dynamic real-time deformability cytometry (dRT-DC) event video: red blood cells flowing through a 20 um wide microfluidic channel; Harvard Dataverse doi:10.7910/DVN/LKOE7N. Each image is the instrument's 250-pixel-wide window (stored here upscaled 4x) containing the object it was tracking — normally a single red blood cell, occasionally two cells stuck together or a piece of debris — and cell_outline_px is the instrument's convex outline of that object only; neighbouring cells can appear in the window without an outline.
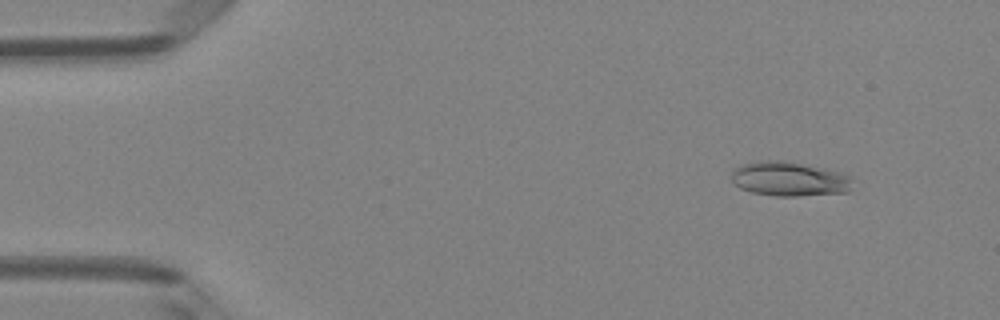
{"species": "Egyptian fruit bat (a non-hibernating species)", "species_latin": "Rousettus aegyptiacus", "temperature_condition": "room temperature", "stored_images_in_passage": 49, "camera_frame_rate_fps": 3000, "um_per_image_px": 0.085, "animal": {"sex": "female"}, "frame": {"image": 1, "passage_image": 5, "time_ms": 1.333, "image_size_px": [1000, 320], "cell_outline_px": [[852, 180], [848, 192], [800, 196], [776, 196], [752, 192], [740, 188], [732, 184], [732, 168], [740, 164], [768, 160], [784, 160], [844, 172], [852, 176]], "centroid_in_image_um": [67.08, 15.2], "position_along_channel_um": 17.9, "area_um2": 24.62}}
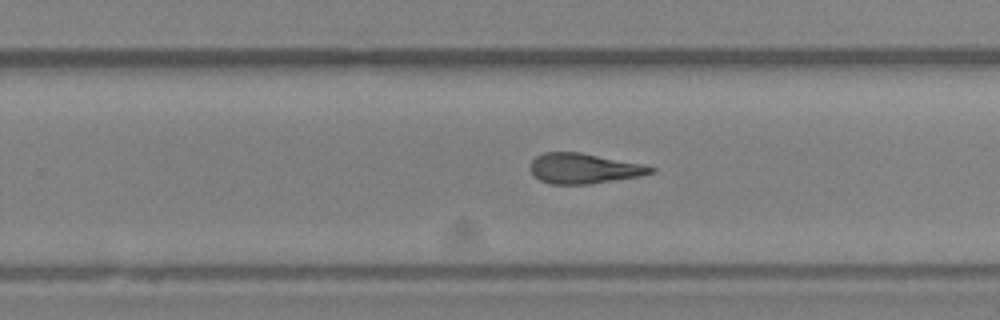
{"frame": {"image": 2, "passage_image": 31, "time_ms": 10.0, "image_size_px": [1000, 320], "cell_outline_px": [[656, 172], [640, 176], [588, 184], [552, 184], [540, 180], [528, 168], [532, 160], [536, 156], [544, 152], [580, 152], [640, 164], [656, 168]], "centroid_in_image_um": [49.6, 14.32], "position_along_channel_um": 280.2, "area_um2": 21.04}}
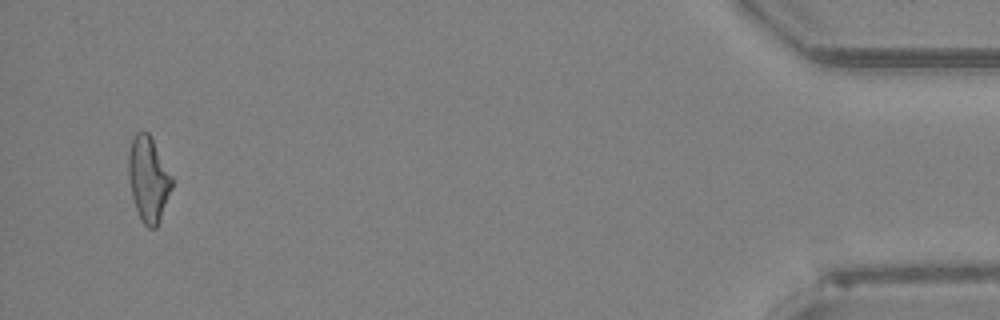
{"frame": {"image": 3, "passage_image": 47, "time_ms": 15.333, "image_size_px": [1000, 320], "cell_outline_px": [[172, 188], [160, 220], [156, 228], [148, 228], [144, 224], [136, 208], [132, 196], [128, 176], [128, 152], [132, 140], [136, 132], [148, 132], [172, 176]], "centroid_in_image_um": [12.61, 15.23], "position_along_channel_um": 422.6, "area_um2": 21.27}, "authors_computed_cell_mechanics": {"area_um2": 21.8484, "velocity_mm_per_s": 4.1713, "shape_relaxation_time_tau1_ms": null, "shape_relaxation_time_tau2_ms": 2.3903, "deformation_change_tau1": null, "deformation_change_tau2": 0.1359}}